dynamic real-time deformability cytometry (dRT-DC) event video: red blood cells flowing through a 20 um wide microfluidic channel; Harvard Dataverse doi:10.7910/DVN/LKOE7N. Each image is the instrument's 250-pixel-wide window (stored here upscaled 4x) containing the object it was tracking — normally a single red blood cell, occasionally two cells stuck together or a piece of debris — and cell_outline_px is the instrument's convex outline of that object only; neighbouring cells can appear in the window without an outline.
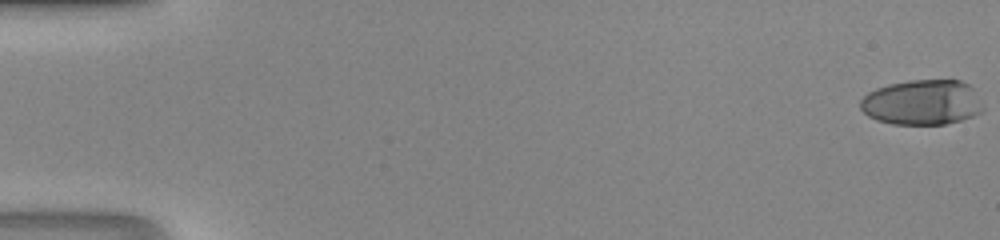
{"species": "human", "species_latin": "Homo sapiens", "temperature_condition": "room temperature", "stored_images_in_passage": 49, "camera_frame_rate_fps": 3000, "um_per_image_px": 0.085, "donor": {"sex": "male"}, "frame": {"image": 1, "passage_image": 1, "time_ms": 0.0, "image_size_px": [1000, 240], "cell_outline_px": [[984, 112], [960, 120], [944, 124], [892, 124], [876, 120], [868, 116], [860, 108], [860, 100], [868, 92], [876, 88], [888, 84], [908, 80], [960, 80], [968, 84], [972, 88], [984, 108]], "centroid_in_image_um": [78.36, 8.7], "position_along_channel_um": 6.6, "area_um2": 32.37}}
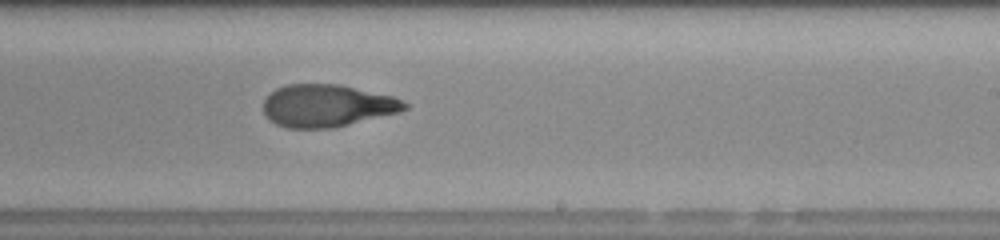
{"frame": {"image": 2, "passage_image": 31, "time_ms": 10.0, "image_size_px": [1000, 240], "cell_outline_px": [[408, 108], [400, 112], [336, 128], [288, 128], [276, 124], [268, 120], [264, 112], [264, 100], [276, 88], [288, 84], [340, 84], [392, 96], [408, 104]], "centroid_in_image_um": [27.81, 8.99], "position_along_channel_um": 261.2, "area_um2": 35.03}}
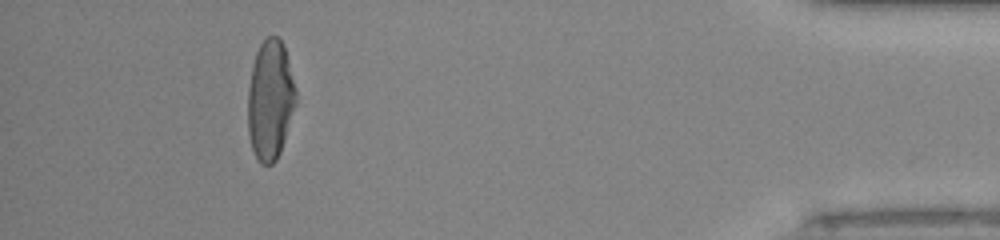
{"frame": {"image": 3, "passage_image": 45, "time_ms": 14.667, "image_size_px": [1000, 240], "cell_outline_px": [[296, 104], [280, 152], [276, 160], [272, 164], [260, 164], [252, 148], [248, 132], [248, 88], [252, 64], [256, 52], [260, 44], [268, 36], [276, 36], [284, 44], [296, 92]], "centroid_in_image_um": [22.96, 8.49], "position_along_channel_um": 412.2, "area_um2": 33.41}}